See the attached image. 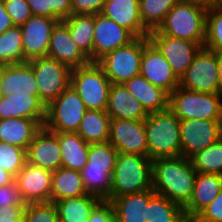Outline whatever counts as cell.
Returning a JSON list of instances; mask_svg holds the SVG:
<instances>
[{
	"instance_id": "cell-5",
	"label": "cell",
	"mask_w": 222,
	"mask_h": 222,
	"mask_svg": "<svg viewBox=\"0 0 222 222\" xmlns=\"http://www.w3.org/2000/svg\"><path fill=\"white\" fill-rule=\"evenodd\" d=\"M169 109L180 119L222 120V94L178 86L169 94Z\"/></svg>"
},
{
	"instance_id": "cell-41",
	"label": "cell",
	"mask_w": 222,
	"mask_h": 222,
	"mask_svg": "<svg viewBox=\"0 0 222 222\" xmlns=\"http://www.w3.org/2000/svg\"><path fill=\"white\" fill-rule=\"evenodd\" d=\"M27 162L26 150L19 146L0 142V166L14 177Z\"/></svg>"
},
{
	"instance_id": "cell-15",
	"label": "cell",
	"mask_w": 222,
	"mask_h": 222,
	"mask_svg": "<svg viewBox=\"0 0 222 222\" xmlns=\"http://www.w3.org/2000/svg\"><path fill=\"white\" fill-rule=\"evenodd\" d=\"M59 20L41 15H32L23 25V53L29 61L38 57H47L50 38Z\"/></svg>"
},
{
	"instance_id": "cell-3",
	"label": "cell",
	"mask_w": 222,
	"mask_h": 222,
	"mask_svg": "<svg viewBox=\"0 0 222 222\" xmlns=\"http://www.w3.org/2000/svg\"><path fill=\"white\" fill-rule=\"evenodd\" d=\"M148 157L152 160L182 155L180 119L170 110L149 113L145 118Z\"/></svg>"
},
{
	"instance_id": "cell-11",
	"label": "cell",
	"mask_w": 222,
	"mask_h": 222,
	"mask_svg": "<svg viewBox=\"0 0 222 222\" xmlns=\"http://www.w3.org/2000/svg\"><path fill=\"white\" fill-rule=\"evenodd\" d=\"M148 39L167 59L179 80L202 48L200 44L190 40L163 35L157 29L148 33Z\"/></svg>"
},
{
	"instance_id": "cell-21",
	"label": "cell",
	"mask_w": 222,
	"mask_h": 222,
	"mask_svg": "<svg viewBox=\"0 0 222 222\" xmlns=\"http://www.w3.org/2000/svg\"><path fill=\"white\" fill-rule=\"evenodd\" d=\"M101 14L129 30L135 37L148 36L140 16L139 0H106Z\"/></svg>"
},
{
	"instance_id": "cell-44",
	"label": "cell",
	"mask_w": 222,
	"mask_h": 222,
	"mask_svg": "<svg viewBox=\"0 0 222 222\" xmlns=\"http://www.w3.org/2000/svg\"><path fill=\"white\" fill-rule=\"evenodd\" d=\"M193 222H222V189L217 197L193 219Z\"/></svg>"
},
{
	"instance_id": "cell-28",
	"label": "cell",
	"mask_w": 222,
	"mask_h": 222,
	"mask_svg": "<svg viewBox=\"0 0 222 222\" xmlns=\"http://www.w3.org/2000/svg\"><path fill=\"white\" fill-rule=\"evenodd\" d=\"M63 168L81 171L87 164L90 144L77 132L57 133Z\"/></svg>"
},
{
	"instance_id": "cell-19",
	"label": "cell",
	"mask_w": 222,
	"mask_h": 222,
	"mask_svg": "<svg viewBox=\"0 0 222 222\" xmlns=\"http://www.w3.org/2000/svg\"><path fill=\"white\" fill-rule=\"evenodd\" d=\"M71 69L83 67L91 63L90 59L70 38L68 26L59 21L53 29L48 55Z\"/></svg>"
},
{
	"instance_id": "cell-27",
	"label": "cell",
	"mask_w": 222,
	"mask_h": 222,
	"mask_svg": "<svg viewBox=\"0 0 222 222\" xmlns=\"http://www.w3.org/2000/svg\"><path fill=\"white\" fill-rule=\"evenodd\" d=\"M117 222H147L149 190L108 199Z\"/></svg>"
},
{
	"instance_id": "cell-1",
	"label": "cell",
	"mask_w": 222,
	"mask_h": 222,
	"mask_svg": "<svg viewBox=\"0 0 222 222\" xmlns=\"http://www.w3.org/2000/svg\"><path fill=\"white\" fill-rule=\"evenodd\" d=\"M197 171L190 158L162 157L152 160V189L184 207L191 199Z\"/></svg>"
},
{
	"instance_id": "cell-26",
	"label": "cell",
	"mask_w": 222,
	"mask_h": 222,
	"mask_svg": "<svg viewBox=\"0 0 222 222\" xmlns=\"http://www.w3.org/2000/svg\"><path fill=\"white\" fill-rule=\"evenodd\" d=\"M14 117L46 119V107L36 96L11 93L0 100V120Z\"/></svg>"
},
{
	"instance_id": "cell-40",
	"label": "cell",
	"mask_w": 222,
	"mask_h": 222,
	"mask_svg": "<svg viewBox=\"0 0 222 222\" xmlns=\"http://www.w3.org/2000/svg\"><path fill=\"white\" fill-rule=\"evenodd\" d=\"M32 15L53 17L63 21L72 15L71 0H26Z\"/></svg>"
},
{
	"instance_id": "cell-32",
	"label": "cell",
	"mask_w": 222,
	"mask_h": 222,
	"mask_svg": "<svg viewBox=\"0 0 222 222\" xmlns=\"http://www.w3.org/2000/svg\"><path fill=\"white\" fill-rule=\"evenodd\" d=\"M110 120L105 110H87L77 133L89 144L108 142Z\"/></svg>"
},
{
	"instance_id": "cell-50",
	"label": "cell",
	"mask_w": 222,
	"mask_h": 222,
	"mask_svg": "<svg viewBox=\"0 0 222 222\" xmlns=\"http://www.w3.org/2000/svg\"><path fill=\"white\" fill-rule=\"evenodd\" d=\"M15 180V177L2 169L0 166V186H7L9 184H12Z\"/></svg>"
},
{
	"instance_id": "cell-53",
	"label": "cell",
	"mask_w": 222,
	"mask_h": 222,
	"mask_svg": "<svg viewBox=\"0 0 222 222\" xmlns=\"http://www.w3.org/2000/svg\"><path fill=\"white\" fill-rule=\"evenodd\" d=\"M3 98V93H2V89H1V84H0V100Z\"/></svg>"
},
{
	"instance_id": "cell-23",
	"label": "cell",
	"mask_w": 222,
	"mask_h": 222,
	"mask_svg": "<svg viewBox=\"0 0 222 222\" xmlns=\"http://www.w3.org/2000/svg\"><path fill=\"white\" fill-rule=\"evenodd\" d=\"M222 189V175L198 173L191 199L183 207L184 213L192 220L208 206Z\"/></svg>"
},
{
	"instance_id": "cell-33",
	"label": "cell",
	"mask_w": 222,
	"mask_h": 222,
	"mask_svg": "<svg viewBox=\"0 0 222 222\" xmlns=\"http://www.w3.org/2000/svg\"><path fill=\"white\" fill-rule=\"evenodd\" d=\"M147 222H193L183 210V207L166 197L149 190Z\"/></svg>"
},
{
	"instance_id": "cell-16",
	"label": "cell",
	"mask_w": 222,
	"mask_h": 222,
	"mask_svg": "<svg viewBox=\"0 0 222 222\" xmlns=\"http://www.w3.org/2000/svg\"><path fill=\"white\" fill-rule=\"evenodd\" d=\"M140 75L169 94L179 86V79L170 63L150 41L143 48Z\"/></svg>"
},
{
	"instance_id": "cell-29",
	"label": "cell",
	"mask_w": 222,
	"mask_h": 222,
	"mask_svg": "<svg viewBox=\"0 0 222 222\" xmlns=\"http://www.w3.org/2000/svg\"><path fill=\"white\" fill-rule=\"evenodd\" d=\"M88 194L80 171L60 167L52 172L50 202Z\"/></svg>"
},
{
	"instance_id": "cell-38",
	"label": "cell",
	"mask_w": 222,
	"mask_h": 222,
	"mask_svg": "<svg viewBox=\"0 0 222 222\" xmlns=\"http://www.w3.org/2000/svg\"><path fill=\"white\" fill-rule=\"evenodd\" d=\"M118 153L109 142L90 143L87 164L84 168L114 171Z\"/></svg>"
},
{
	"instance_id": "cell-2",
	"label": "cell",
	"mask_w": 222,
	"mask_h": 222,
	"mask_svg": "<svg viewBox=\"0 0 222 222\" xmlns=\"http://www.w3.org/2000/svg\"><path fill=\"white\" fill-rule=\"evenodd\" d=\"M152 189V159L131 153H118L112 173L109 199Z\"/></svg>"
},
{
	"instance_id": "cell-36",
	"label": "cell",
	"mask_w": 222,
	"mask_h": 222,
	"mask_svg": "<svg viewBox=\"0 0 222 222\" xmlns=\"http://www.w3.org/2000/svg\"><path fill=\"white\" fill-rule=\"evenodd\" d=\"M190 160L198 173L222 175V137L207 148L196 152Z\"/></svg>"
},
{
	"instance_id": "cell-13",
	"label": "cell",
	"mask_w": 222,
	"mask_h": 222,
	"mask_svg": "<svg viewBox=\"0 0 222 222\" xmlns=\"http://www.w3.org/2000/svg\"><path fill=\"white\" fill-rule=\"evenodd\" d=\"M108 142L119 153L148 156L145 119H111Z\"/></svg>"
},
{
	"instance_id": "cell-4",
	"label": "cell",
	"mask_w": 222,
	"mask_h": 222,
	"mask_svg": "<svg viewBox=\"0 0 222 222\" xmlns=\"http://www.w3.org/2000/svg\"><path fill=\"white\" fill-rule=\"evenodd\" d=\"M207 9L200 4L179 0L157 30L163 35L190 40L203 47Z\"/></svg>"
},
{
	"instance_id": "cell-18",
	"label": "cell",
	"mask_w": 222,
	"mask_h": 222,
	"mask_svg": "<svg viewBox=\"0 0 222 222\" xmlns=\"http://www.w3.org/2000/svg\"><path fill=\"white\" fill-rule=\"evenodd\" d=\"M27 162L31 165L56 171L62 166L61 149L57 133L44 126L35 134L26 151Z\"/></svg>"
},
{
	"instance_id": "cell-20",
	"label": "cell",
	"mask_w": 222,
	"mask_h": 222,
	"mask_svg": "<svg viewBox=\"0 0 222 222\" xmlns=\"http://www.w3.org/2000/svg\"><path fill=\"white\" fill-rule=\"evenodd\" d=\"M0 84L3 96L32 95L39 99L32 66L28 62L0 66Z\"/></svg>"
},
{
	"instance_id": "cell-10",
	"label": "cell",
	"mask_w": 222,
	"mask_h": 222,
	"mask_svg": "<svg viewBox=\"0 0 222 222\" xmlns=\"http://www.w3.org/2000/svg\"><path fill=\"white\" fill-rule=\"evenodd\" d=\"M179 86L197 92L222 94L215 52L202 47L180 78Z\"/></svg>"
},
{
	"instance_id": "cell-31",
	"label": "cell",
	"mask_w": 222,
	"mask_h": 222,
	"mask_svg": "<svg viewBox=\"0 0 222 222\" xmlns=\"http://www.w3.org/2000/svg\"><path fill=\"white\" fill-rule=\"evenodd\" d=\"M70 38L92 62L95 14L71 15L63 20Z\"/></svg>"
},
{
	"instance_id": "cell-45",
	"label": "cell",
	"mask_w": 222,
	"mask_h": 222,
	"mask_svg": "<svg viewBox=\"0 0 222 222\" xmlns=\"http://www.w3.org/2000/svg\"><path fill=\"white\" fill-rule=\"evenodd\" d=\"M26 206L15 183L0 186V207Z\"/></svg>"
},
{
	"instance_id": "cell-7",
	"label": "cell",
	"mask_w": 222,
	"mask_h": 222,
	"mask_svg": "<svg viewBox=\"0 0 222 222\" xmlns=\"http://www.w3.org/2000/svg\"><path fill=\"white\" fill-rule=\"evenodd\" d=\"M111 84L96 62L72 69L70 85L79 94L87 110H106Z\"/></svg>"
},
{
	"instance_id": "cell-37",
	"label": "cell",
	"mask_w": 222,
	"mask_h": 222,
	"mask_svg": "<svg viewBox=\"0 0 222 222\" xmlns=\"http://www.w3.org/2000/svg\"><path fill=\"white\" fill-rule=\"evenodd\" d=\"M81 177L88 194L95 195L102 200H108L112 190L113 171L83 168Z\"/></svg>"
},
{
	"instance_id": "cell-47",
	"label": "cell",
	"mask_w": 222,
	"mask_h": 222,
	"mask_svg": "<svg viewBox=\"0 0 222 222\" xmlns=\"http://www.w3.org/2000/svg\"><path fill=\"white\" fill-rule=\"evenodd\" d=\"M88 222H117L111 203L102 200L91 212Z\"/></svg>"
},
{
	"instance_id": "cell-42",
	"label": "cell",
	"mask_w": 222,
	"mask_h": 222,
	"mask_svg": "<svg viewBox=\"0 0 222 222\" xmlns=\"http://www.w3.org/2000/svg\"><path fill=\"white\" fill-rule=\"evenodd\" d=\"M23 215L25 222H59L53 202L27 203Z\"/></svg>"
},
{
	"instance_id": "cell-46",
	"label": "cell",
	"mask_w": 222,
	"mask_h": 222,
	"mask_svg": "<svg viewBox=\"0 0 222 222\" xmlns=\"http://www.w3.org/2000/svg\"><path fill=\"white\" fill-rule=\"evenodd\" d=\"M106 0H71L72 15L101 13Z\"/></svg>"
},
{
	"instance_id": "cell-35",
	"label": "cell",
	"mask_w": 222,
	"mask_h": 222,
	"mask_svg": "<svg viewBox=\"0 0 222 222\" xmlns=\"http://www.w3.org/2000/svg\"><path fill=\"white\" fill-rule=\"evenodd\" d=\"M179 0H139L140 16L144 27L150 32L158 29L166 14Z\"/></svg>"
},
{
	"instance_id": "cell-8",
	"label": "cell",
	"mask_w": 222,
	"mask_h": 222,
	"mask_svg": "<svg viewBox=\"0 0 222 222\" xmlns=\"http://www.w3.org/2000/svg\"><path fill=\"white\" fill-rule=\"evenodd\" d=\"M87 111L79 94L70 85L46 107L44 127L51 132H77Z\"/></svg>"
},
{
	"instance_id": "cell-12",
	"label": "cell",
	"mask_w": 222,
	"mask_h": 222,
	"mask_svg": "<svg viewBox=\"0 0 222 222\" xmlns=\"http://www.w3.org/2000/svg\"><path fill=\"white\" fill-rule=\"evenodd\" d=\"M222 137V120H180L182 156L190 158Z\"/></svg>"
},
{
	"instance_id": "cell-24",
	"label": "cell",
	"mask_w": 222,
	"mask_h": 222,
	"mask_svg": "<svg viewBox=\"0 0 222 222\" xmlns=\"http://www.w3.org/2000/svg\"><path fill=\"white\" fill-rule=\"evenodd\" d=\"M45 119L6 118L0 120V142L19 146L26 151Z\"/></svg>"
},
{
	"instance_id": "cell-52",
	"label": "cell",
	"mask_w": 222,
	"mask_h": 222,
	"mask_svg": "<svg viewBox=\"0 0 222 222\" xmlns=\"http://www.w3.org/2000/svg\"><path fill=\"white\" fill-rule=\"evenodd\" d=\"M217 64H218V75H219V83L220 89L222 92V50L215 52Z\"/></svg>"
},
{
	"instance_id": "cell-51",
	"label": "cell",
	"mask_w": 222,
	"mask_h": 222,
	"mask_svg": "<svg viewBox=\"0 0 222 222\" xmlns=\"http://www.w3.org/2000/svg\"><path fill=\"white\" fill-rule=\"evenodd\" d=\"M185 1H190L192 3L200 4L202 6H205L206 8H209L219 5L221 0H185Z\"/></svg>"
},
{
	"instance_id": "cell-30",
	"label": "cell",
	"mask_w": 222,
	"mask_h": 222,
	"mask_svg": "<svg viewBox=\"0 0 222 222\" xmlns=\"http://www.w3.org/2000/svg\"><path fill=\"white\" fill-rule=\"evenodd\" d=\"M102 201L99 197L86 194L54 202L59 222H88L92 210Z\"/></svg>"
},
{
	"instance_id": "cell-43",
	"label": "cell",
	"mask_w": 222,
	"mask_h": 222,
	"mask_svg": "<svg viewBox=\"0 0 222 222\" xmlns=\"http://www.w3.org/2000/svg\"><path fill=\"white\" fill-rule=\"evenodd\" d=\"M4 5L14 26L23 25L32 16L26 0H4Z\"/></svg>"
},
{
	"instance_id": "cell-22",
	"label": "cell",
	"mask_w": 222,
	"mask_h": 222,
	"mask_svg": "<svg viewBox=\"0 0 222 222\" xmlns=\"http://www.w3.org/2000/svg\"><path fill=\"white\" fill-rule=\"evenodd\" d=\"M105 111L111 119L144 120L149 115L124 84H111Z\"/></svg>"
},
{
	"instance_id": "cell-25",
	"label": "cell",
	"mask_w": 222,
	"mask_h": 222,
	"mask_svg": "<svg viewBox=\"0 0 222 222\" xmlns=\"http://www.w3.org/2000/svg\"><path fill=\"white\" fill-rule=\"evenodd\" d=\"M148 113L162 112L169 109V93L152 85L142 75L132 77L124 83Z\"/></svg>"
},
{
	"instance_id": "cell-49",
	"label": "cell",
	"mask_w": 222,
	"mask_h": 222,
	"mask_svg": "<svg viewBox=\"0 0 222 222\" xmlns=\"http://www.w3.org/2000/svg\"><path fill=\"white\" fill-rule=\"evenodd\" d=\"M12 27H14V24L5 9L4 0H0V34Z\"/></svg>"
},
{
	"instance_id": "cell-9",
	"label": "cell",
	"mask_w": 222,
	"mask_h": 222,
	"mask_svg": "<svg viewBox=\"0 0 222 222\" xmlns=\"http://www.w3.org/2000/svg\"><path fill=\"white\" fill-rule=\"evenodd\" d=\"M27 62L34 72L39 100L47 107L70 86L72 69L50 57H38Z\"/></svg>"
},
{
	"instance_id": "cell-39",
	"label": "cell",
	"mask_w": 222,
	"mask_h": 222,
	"mask_svg": "<svg viewBox=\"0 0 222 222\" xmlns=\"http://www.w3.org/2000/svg\"><path fill=\"white\" fill-rule=\"evenodd\" d=\"M204 48L210 51L222 50V7H209L206 14Z\"/></svg>"
},
{
	"instance_id": "cell-6",
	"label": "cell",
	"mask_w": 222,
	"mask_h": 222,
	"mask_svg": "<svg viewBox=\"0 0 222 222\" xmlns=\"http://www.w3.org/2000/svg\"><path fill=\"white\" fill-rule=\"evenodd\" d=\"M148 42V36L136 37L128 45L107 53L96 63L112 84H124L140 75L143 48Z\"/></svg>"
},
{
	"instance_id": "cell-48",
	"label": "cell",
	"mask_w": 222,
	"mask_h": 222,
	"mask_svg": "<svg viewBox=\"0 0 222 222\" xmlns=\"http://www.w3.org/2000/svg\"><path fill=\"white\" fill-rule=\"evenodd\" d=\"M25 206L0 207V222H25Z\"/></svg>"
},
{
	"instance_id": "cell-34",
	"label": "cell",
	"mask_w": 222,
	"mask_h": 222,
	"mask_svg": "<svg viewBox=\"0 0 222 222\" xmlns=\"http://www.w3.org/2000/svg\"><path fill=\"white\" fill-rule=\"evenodd\" d=\"M24 62L22 30L14 26L0 34V66Z\"/></svg>"
},
{
	"instance_id": "cell-14",
	"label": "cell",
	"mask_w": 222,
	"mask_h": 222,
	"mask_svg": "<svg viewBox=\"0 0 222 222\" xmlns=\"http://www.w3.org/2000/svg\"><path fill=\"white\" fill-rule=\"evenodd\" d=\"M136 37L125 27L101 13L95 14L92 62L117 48L128 45Z\"/></svg>"
},
{
	"instance_id": "cell-17",
	"label": "cell",
	"mask_w": 222,
	"mask_h": 222,
	"mask_svg": "<svg viewBox=\"0 0 222 222\" xmlns=\"http://www.w3.org/2000/svg\"><path fill=\"white\" fill-rule=\"evenodd\" d=\"M52 172L25 163L15 176V183L23 201L27 203L50 202Z\"/></svg>"
}]
</instances>
